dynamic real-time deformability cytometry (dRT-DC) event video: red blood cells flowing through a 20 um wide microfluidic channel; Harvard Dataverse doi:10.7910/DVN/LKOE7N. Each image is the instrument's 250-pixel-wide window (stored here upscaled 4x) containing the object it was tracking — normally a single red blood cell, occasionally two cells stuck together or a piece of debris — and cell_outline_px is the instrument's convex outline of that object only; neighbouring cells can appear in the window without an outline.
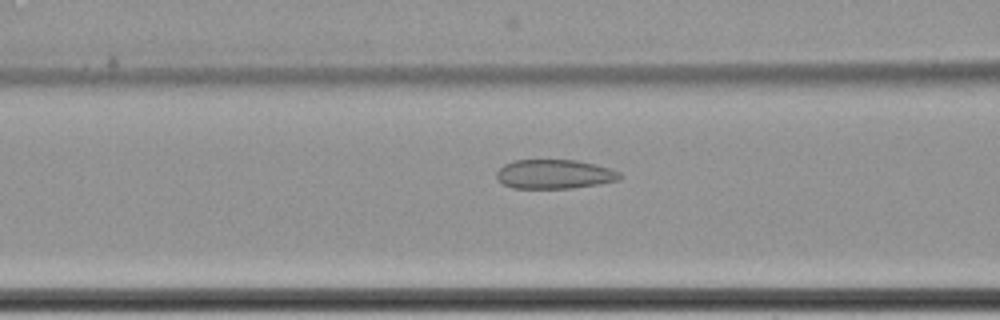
{"species": "common noctule bat (a hibernating species)", "species_latin": "Nyctalus noctula", "temperature_condition": "cold", "stored_images_in_passage": 58, "camera_frame_rate_fps": 3000, "um_per_image_px": 0.085, "animal": {"sex": "female", "body_mass_g": 22.7, "forearm_length_mm": 54.2}, "frame": {"image": 1, "passage_image": 23, "time_ms": 7.333, "image_size_px": [1000, 320], "cell_outline_px": [[624, 176], [620, 180], [600, 184], [572, 188], [512, 188], [504, 184], [496, 176], [496, 172], [504, 164], [512, 160], [576, 160], [596, 164], [612, 168], [620, 172]], "centroid_in_image_um": [47.19, 14.8], "position_along_channel_um": 119.4, "area_um2": 21.21}}
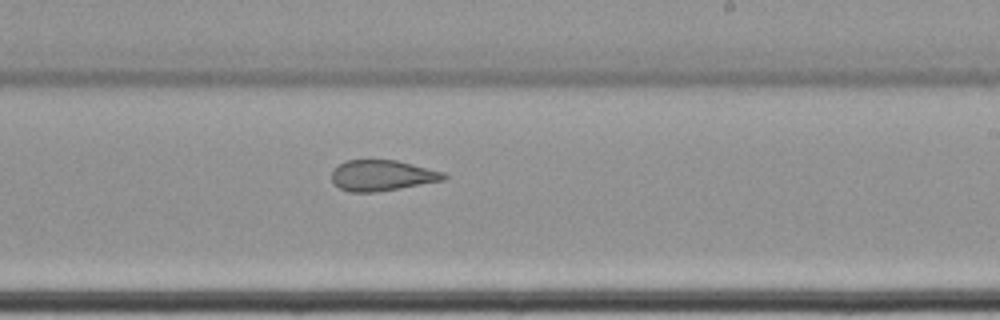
{"frame": {"image": 2, "passage_image": 35, "time_ms": 11.333, "image_size_px": [1000, 320], "cell_outline_px": [[448, 176], [444, 180], [400, 188], [376, 192], [348, 192], [340, 188], [332, 180], [332, 172], [340, 164], [348, 160], [396, 160], [444, 172]], "centroid_in_image_um": [32.49, 14.92], "position_along_channel_um": 256.5, "area_um2": 19.88}}
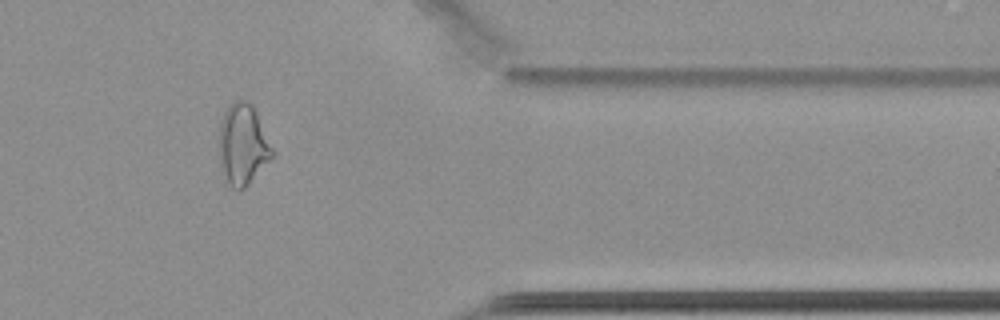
{"frame": {"image": 3, "passage_image": 48, "time_ms": 15.667, "image_size_px": [1000, 320], "cell_outline_px": [[276, 156], [244, 188], [232, 188], [224, 180], [220, 172], [220, 120], [228, 104], [236, 100], [248, 100], [252, 104], [276, 152]], "centroid_in_image_um": [20.66, 12.29], "position_along_channel_um": 390.7, "area_um2": 25.61}, "authors_computed_cell_mechanics": {"area_um2": 24.6228, "velocity_mm_per_s": 3.4343, "shape_relaxation_time_tau1_ms": null, "shape_relaxation_time_tau2_ms": 2.4063, "deformation_change_tau1": null, "deformation_change_tau2": 0.0935}}